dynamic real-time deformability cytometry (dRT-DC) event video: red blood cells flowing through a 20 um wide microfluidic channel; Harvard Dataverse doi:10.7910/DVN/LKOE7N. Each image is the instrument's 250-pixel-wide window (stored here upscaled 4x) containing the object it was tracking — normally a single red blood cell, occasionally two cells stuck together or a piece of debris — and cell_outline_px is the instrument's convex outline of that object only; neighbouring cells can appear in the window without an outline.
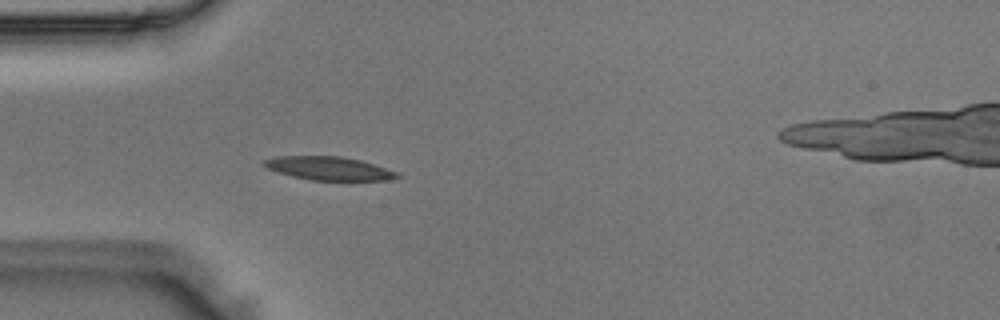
{"species": "Egyptian fruit bat (a non-hibernating species)", "species_latin": "Rousettus aegyptiacus", "temperature_condition": "room temperature", "stored_images_in_passage": 3, "camera_frame_rate_fps": 3000, "um_per_image_px": 0.085, "animal": {"sex": "male"}, "frame": {"image": 1, "passage_image": 3, "time_ms": 0.667, "image_size_px": [1000, 320], "cell_outline_px": [[400, 176], [388, 180], [312, 180], [292, 176], [268, 168], [260, 164], [260, 160], [276, 156], [344, 156], [360, 160], [400, 172]], "centroid_in_image_um": [27.94, 14.3], "position_along_channel_um": 57.1, "area_um2": 18.26}}